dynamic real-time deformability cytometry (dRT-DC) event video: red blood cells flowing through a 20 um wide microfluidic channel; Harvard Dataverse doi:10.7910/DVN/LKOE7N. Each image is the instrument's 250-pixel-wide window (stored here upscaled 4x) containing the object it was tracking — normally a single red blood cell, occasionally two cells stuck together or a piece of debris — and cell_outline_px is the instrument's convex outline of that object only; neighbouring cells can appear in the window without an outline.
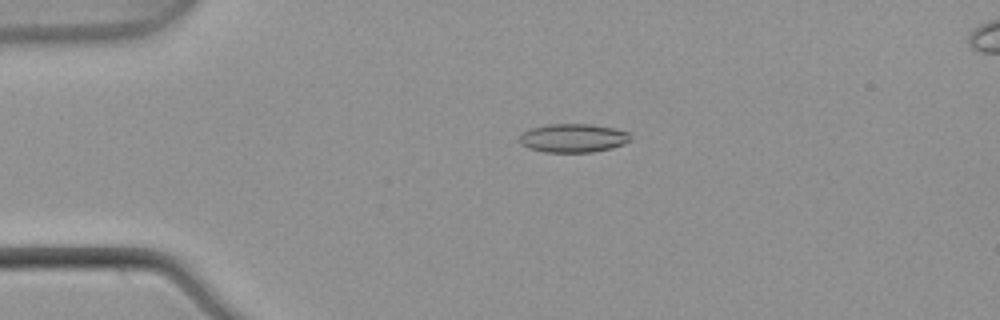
{"species": "common noctule bat (a hibernating species)", "species_latin": "Nyctalus noctula", "temperature_condition": "warm", "stored_images_in_passage": 53, "camera_frame_rate_fps": 3000, "um_per_image_px": 0.085, "animal": {"sex": "male", "body_mass_g": 21.5, "forearm_length_mm": 52.0}, "frame": {"image": 1, "passage_image": 12, "time_ms": 3.667, "image_size_px": [1000, 320], "cell_outline_px": [[632, 136], [624, 144], [612, 148], [592, 152], [544, 152], [528, 148], [520, 144], [520, 132], [532, 128], [548, 124], [592, 124], [612, 128], [628, 132]], "centroid_in_image_um": [48.69, 11.73], "position_along_channel_um": 36.3, "area_um2": 18.55}}
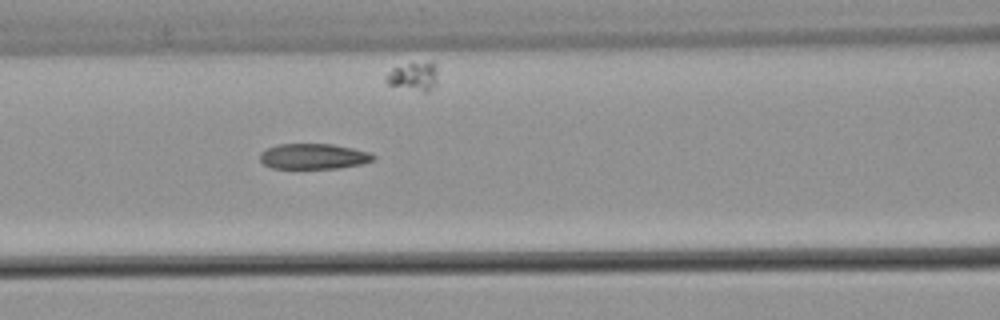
{"frame": {"image": 2, "passage_image": 23, "time_ms": 7.333, "image_size_px": [1000, 320], "cell_outline_px": [[376, 156], [372, 160], [360, 164], [340, 168], [272, 168], [264, 164], [260, 160], [260, 152], [276, 144], [332, 144], [352, 148], [368, 152]], "centroid_in_image_um": [26.62, 13.29], "position_along_channel_um": 140.0, "area_um2": 16.7}}
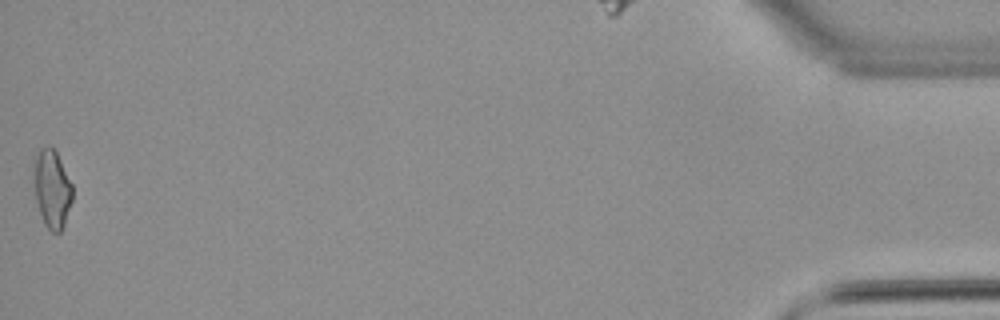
{"frame": {"image": 3, "passage_image": 53, "time_ms": 17.333, "image_size_px": [1000, 320], "cell_outline_px": [[72, 200], [64, 224], [60, 232], [56, 236], [44, 224], [36, 200], [32, 160], [40, 148], [48, 144], [56, 152], [72, 184]], "centroid_in_image_um": [4.4, 16.03], "position_along_channel_um": 430.8, "area_um2": 17.69}, "authors_computed_cell_mechanics": {"area_um2": 17.629, "velocity_mm_per_s": 3.8912, "shape_relaxation_time_tau1_ms": null, "shape_relaxation_time_tau2_ms": 2.9804, "deformation_change_tau1": null, "deformation_change_tau2": 0.1174}}